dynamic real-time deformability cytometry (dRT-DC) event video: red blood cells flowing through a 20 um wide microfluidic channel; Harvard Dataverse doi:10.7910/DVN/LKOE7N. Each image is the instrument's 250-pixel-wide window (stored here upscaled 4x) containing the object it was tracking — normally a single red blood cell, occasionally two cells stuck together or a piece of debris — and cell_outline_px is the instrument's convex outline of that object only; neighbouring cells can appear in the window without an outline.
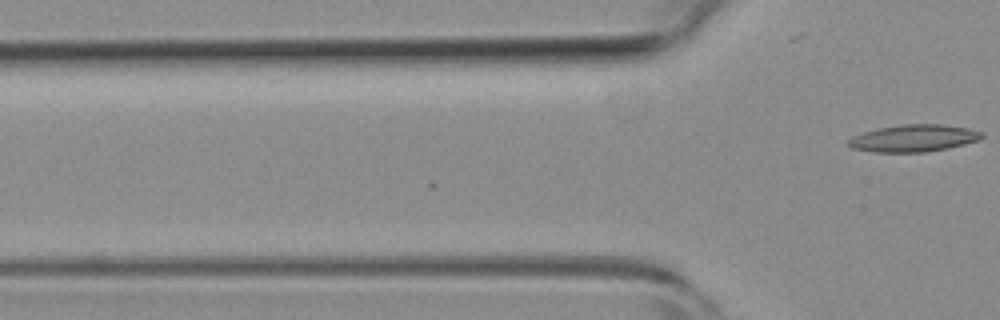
{"species": "common noctule bat (a hibernating species)", "species_latin": "Nyctalus noctula", "temperature_condition": "room temperature", "stored_images_in_passage": 6, "camera_frame_rate_fps": 3000, "um_per_image_px": 0.085, "animal": {"sex": "female", "body_mass_g": 19.3, "forearm_length_mm": 54.1}, "frame": {"image": 1, "passage_image": 6, "time_ms": 1.667, "image_size_px": [1000, 320], "cell_outline_px": [[984, 136], [980, 140], [948, 148], [924, 152], [872, 152], [852, 148], [848, 144], [848, 140], [852, 136], [876, 128], [904, 124], [944, 124], [968, 128], [984, 132]], "centroid_in_image_um": [77.68, 11.74], "position_along_channel_um": 48.1, "area_um2": 21.21}}